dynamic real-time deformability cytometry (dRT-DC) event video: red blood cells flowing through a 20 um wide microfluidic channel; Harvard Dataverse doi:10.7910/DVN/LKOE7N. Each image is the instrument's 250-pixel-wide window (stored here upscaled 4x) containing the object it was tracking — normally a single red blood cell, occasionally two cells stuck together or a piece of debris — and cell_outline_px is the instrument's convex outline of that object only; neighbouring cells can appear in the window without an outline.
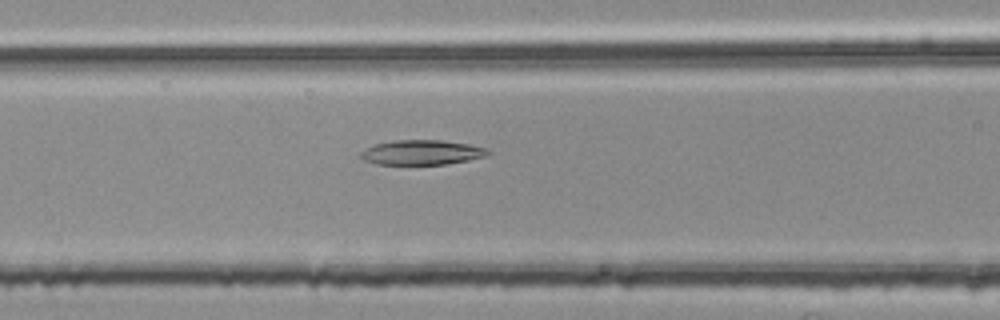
{"species": "common noctule bat (a hibernating species)", "species_latin": "Nyctalus noctula", "temperature_condition": "room temperature", "stored_images_in_passage": 39, "segment_of_instrument_passage": [2, 2], "camera_frame_rate_fps": 3000, "um_per_image_px": 0.085, "animal": {"sex": "female", "body_mass_g": 25.1}, "frame": {"image": 1, "passage_image": 22, "time_ms": 7.0, "image_size_px": [1000, 320], "cell_outline_px": [[492, 152], [484, 156], [468, 160], [448, 164], [376, 164], [364, 160], [360, 156], [360, 152], [364, 148], [376, 144], [392, 140], [440, 140], [468, 144], [488, 148]], "centroid_in_image_um": [35.84, 12.95], "position_along_channel_um": 130.8, "area_um2": 18.38}}
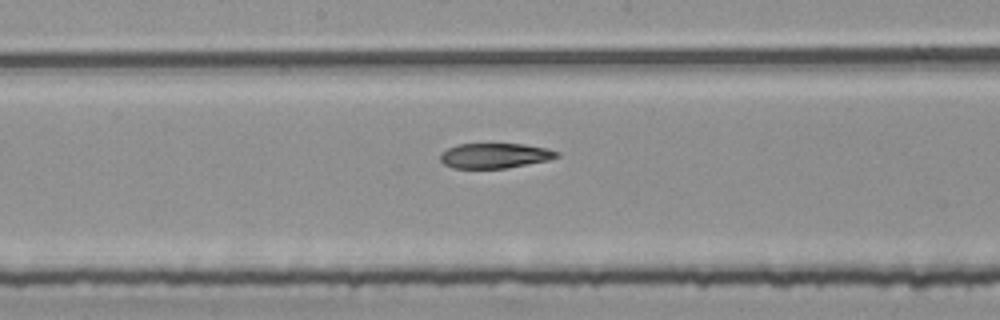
{"frame": {"image": 2, "passage_image": 28, "time_ms": 9.0, "image_size_px": [1000, 320], "cell_outline_px": [[560, 156], [548, 160], [504, 168], [452, 168], [444, 164], [440, 160], [440, 152], [456, 144], [524, 144], [548, 148], [560, 152]], "centroid_in_image_um": [42.05, 13.22], "position_along_channel_um": 206.2, "area_um2": 17.05}}
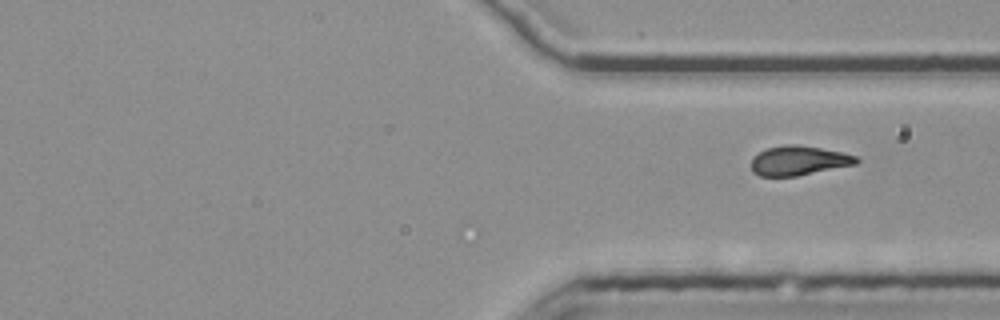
{"frame": {"image": 3, "passage_image": 39, "time_ms": 12.667, "image_size_px": [1000, 320], "cell_outline_px": [[860, 160], [856, 164], [796, 176], [760, 176], [752, 172], [752, 156], [768, 148], [784, 144], [792, 144], [820, 148], [844, 152], [856, 156]], "centroid_in_image_um": [67.89, 13.65], "position_along_channel_um": 343.5, "area_um2": 17.98}}